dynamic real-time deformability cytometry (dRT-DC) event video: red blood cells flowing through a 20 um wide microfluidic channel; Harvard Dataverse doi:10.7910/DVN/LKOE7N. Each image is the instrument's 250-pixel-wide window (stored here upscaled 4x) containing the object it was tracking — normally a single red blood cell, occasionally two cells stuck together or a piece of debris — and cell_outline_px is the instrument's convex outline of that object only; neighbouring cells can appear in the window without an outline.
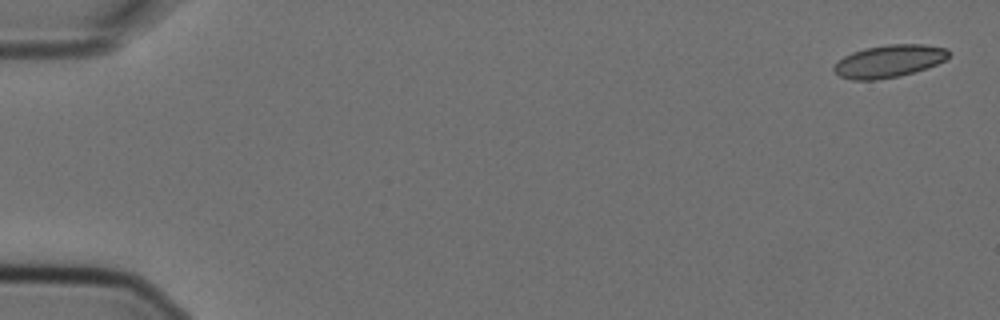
{"species": "Egyptian fruit bat (a non-hibernating species)", "species_latin": "Rousettus aegyptiacus", "temperature_condition": "cold", "stored_images_in_passage": 6, "camera_frame_rate_fps": 3000, "um_per_image_px": 0.085, "animal": {"sex": "female"}, "frame": {"image": 1, "passage_image": 1, "time_ms": 0.0, "image_size_px": [1000, 320], "cell_outline_px": [[948, 56], [944, 60], [936, 64], [900, 76], [876, 80], [852, 80], [840, 76], [832, 68], [844, 56], [852, 52], [864, 48], [888, 44], [924, 44], [948, 48]], "centroid_in_image_um": [75.55, 5.19], "position_along_channel_um": 9.4, "area_um2": 21.56}}
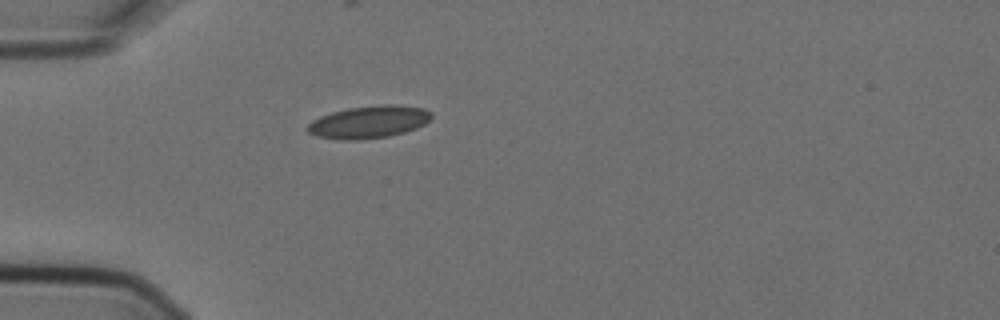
{"frame": {"image": 2, "passage_image": 5, "time_ms": 1.333, "image_size_px": [1000, 320], "cell_outline_px": [[432, 120], [416, 128], [404, 132], [388, 136], [360, 140], [344, 140], [316, 136], [308, 132], [304, 128], [312, 120], [320, 116], [332, 112], [348, 108], [384, 104], [396, 104], [424, 108], [432, 112]], "centroid_in_image_um": [31.36, 10.36], "position_along_channel_um": 53.6, "area_um2": 23.64}}